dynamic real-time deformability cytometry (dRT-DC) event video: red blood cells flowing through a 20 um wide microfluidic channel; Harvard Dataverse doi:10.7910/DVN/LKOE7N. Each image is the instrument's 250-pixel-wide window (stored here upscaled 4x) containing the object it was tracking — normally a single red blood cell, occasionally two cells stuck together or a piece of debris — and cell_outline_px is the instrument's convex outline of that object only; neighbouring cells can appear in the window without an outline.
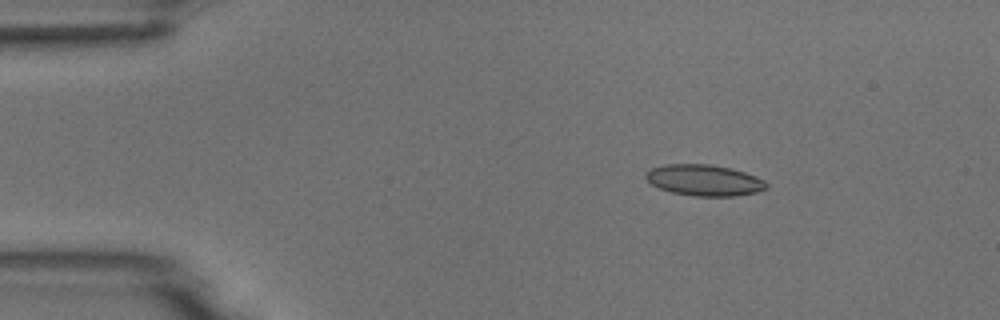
{"species": "common noctule bat (a hibernating species)", "species_latin": "Nyctalus noctula", "temperature_condition": "room temperature", "stored_images_in_passage": 3, "camera_frame_rate_fps": 3000, "um_per_image_px": 0.085, "animal": {"sex": "male", "body_mass_g": 18.8}, "frame": {"image": 1, "passage_image": 1, "time_ms": 0.0, "image_size_px": [1000, 320], "cell_outline_px": [[768, 188], [756, 192], [736, 196], [692, 196], [672, 192], [660, 188], [652, 184], [644, 176], [644, 172], [652, 168], [664, 164], [712, 164], [732, 168], [756, 176], [764, 180], [768, 184]], "centroid_in_image_um": [59.87, 15.31], "position_along_channel_um": 25.1, "area_um2": 22.02}}